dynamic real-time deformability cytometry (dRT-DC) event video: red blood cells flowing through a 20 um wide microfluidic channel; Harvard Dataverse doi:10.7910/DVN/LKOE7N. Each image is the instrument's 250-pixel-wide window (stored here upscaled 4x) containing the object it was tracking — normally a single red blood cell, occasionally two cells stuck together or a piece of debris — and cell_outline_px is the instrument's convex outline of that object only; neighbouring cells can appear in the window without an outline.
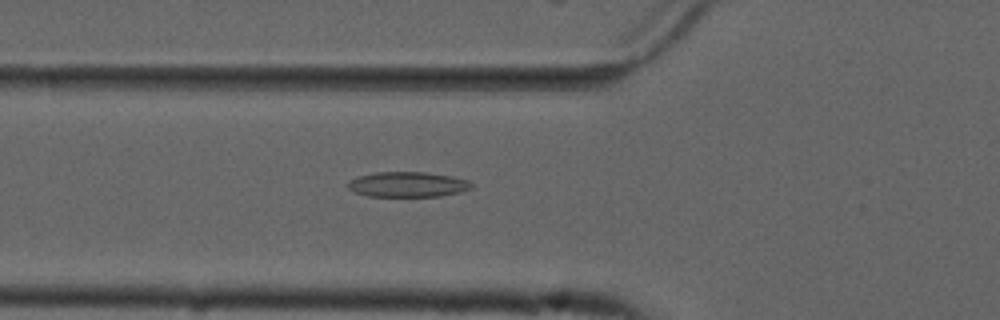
{"species": "common noctule bat (a hibernating species)", "species_latin": "Nyctalus noctula", "temperature_condition": "cold", "stored_images_in_passage": 50, "camera_frame_rate_fps": 3000, "um_per_image_px": 0.085, "animal": {"sex": "male", "forearm_length_mm": 52.5}, "frame": {"image": 1, "passage_image": 18, "time_ms": 5.667, "image_size_px": [1000, 320], "cell_outline_px": [[472, 188], [460, 192], [440, 196], [368, 196], [356, 192], [348, 188], [348, 180], [360, 176], [376, 172], [424, 172], [452, 176], [468, 180], [472, 184]], "centroid_in_image_um": [34.67, 15.67], "position_along_channel_um": 91.1, "area_um2": 18.03}}
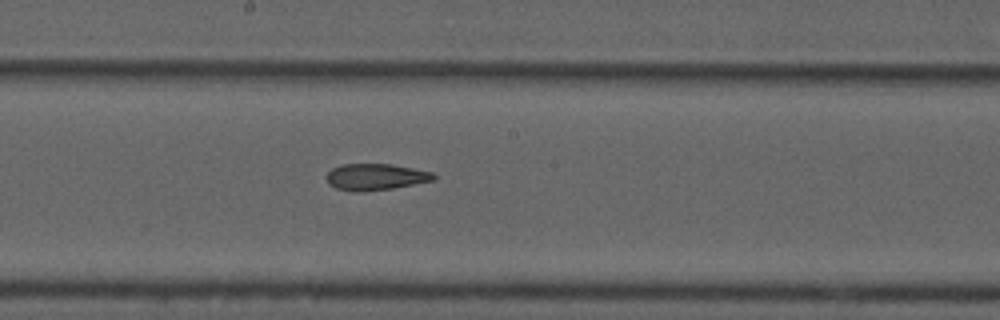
{"frame": {"image": 2, "passage_image": 28, "time_ms": 9.0, "image_size_px": [1000, 320], "cell_outline_px": [[436, 180], [392, 188], [364, 192], [356, 192], [336, 188], [328, 184], [328, 172], [332, 168], [340, 164], [392, 164], [432, 172], [436, 176]], "centroid_in_image_um": [31.93, 15.04], "position_along_channel_um": 216.3, "area_um2": 16.53}}
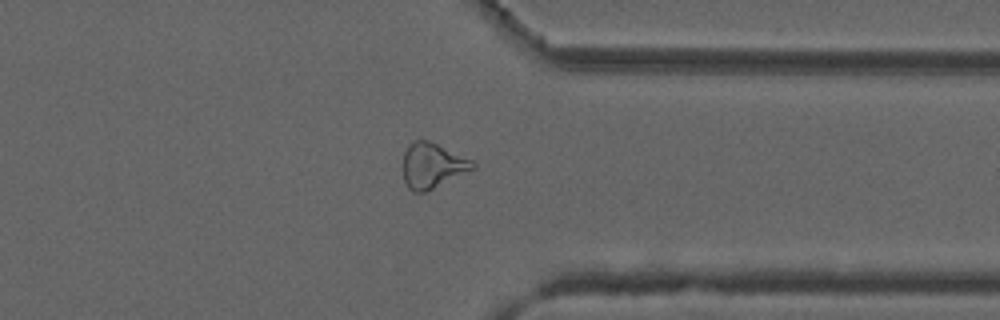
{"frame": {"image": 3, "passage_image": 41, "time_ms": 13.333, "image_size_px": [1000, 320], "cell_outline_px": [[476, 168], [424, 192], [412, 192], [408, 188], [404, 180], [400, 168], [404, 152], [408, 144], [416, 140], [428, 140], [472, 160], [476, 164]], "centroid_in_image_um": [36.69, 14.07], "position_along_channel_um": 374.7, "area_um2": 18.5}}